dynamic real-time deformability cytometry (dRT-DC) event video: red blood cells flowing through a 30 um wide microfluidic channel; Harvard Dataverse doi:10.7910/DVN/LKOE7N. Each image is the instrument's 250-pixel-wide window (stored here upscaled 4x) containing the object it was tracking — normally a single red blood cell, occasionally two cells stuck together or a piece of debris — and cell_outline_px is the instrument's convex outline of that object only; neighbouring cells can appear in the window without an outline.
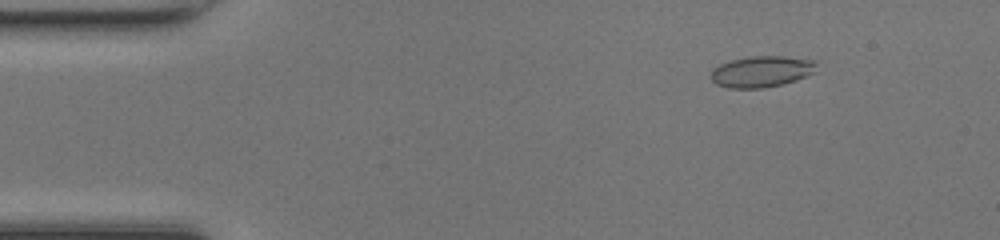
{"species": "common noctule bat (a hibernating species)", "species_latin": "Nyctalus noctula", "temperature_condition": "room temperature", "stored_images_in_passage": 44, "camera_frame_rate_fps": 3000, "um_per_image_px": 0.085, "animal": {"sex": "female", "body_mass_g": 17.0, "forearm_length_mm": 48.0}, "frame": {"image": 1, "passage_image": 1, "time_ms": 0.0, "image_size_px": [1000, 240], "cell_outline_px": [[816, 72], [796, 80], [780, 84], [760, 88], [728, 88], [716, 84], [712, 80], [712, 72], [720, 64], [728, 60], [752, 56], [780, 56], [816, 60]], "centroid_in_image_um": [64.75, 6.07], "position_along_channel_um": 20.2, "area_um2": 19.07}}
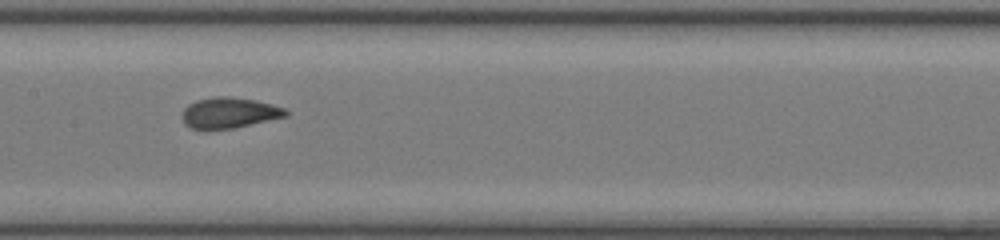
{"frame": {"image": 2, "passage_image": 19, "time_ms": 6.0, "image_size_px": [1000, 240], "cell_outline_px": [[288, 116], [232, 128], [192, 128], [184, 124], [184, 108], [188, 104], [196, 100], [216, 96], [224, 96], [256, 100], [284, 108], [288, 112]], "centroid_in_image_um": [19.5, 9.57], "position_along_channel_um": 187.9, "area_um2": 18.09}}
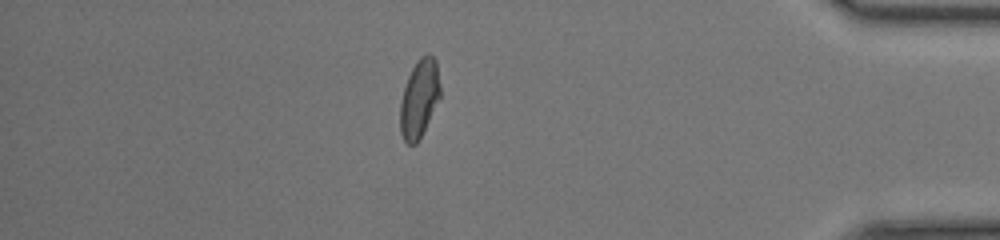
{"frame": {"image": 3, "passage_image": 37, "time_ms": 12.0, "image_size_px": [1000, 240], "cell_outline_px": [[440, 96], [416, 144], [408, 144], [404, 140], [400, 132], [400, 104], [404, 88], [408, 76], [416, 60], [420, 56], [428, 52], [436, 60], [440, 84]], "centroid_in_image_um": [35.63, 8.32], "position_along_channel_um": 399.6, "area_um2": 17.98}, "authors_computed_cell_mechanics": {"area_um2": 18.5538, "velocity_mm_per_s": 4.2347, "shape_relaxation_time_tau1_ms": 6.5945, "shape_relaxation_time_tau2_ms": 0.7338, "deformation_change_tau1": 0.1957, "deformation_change_tau2": 0.0533}}